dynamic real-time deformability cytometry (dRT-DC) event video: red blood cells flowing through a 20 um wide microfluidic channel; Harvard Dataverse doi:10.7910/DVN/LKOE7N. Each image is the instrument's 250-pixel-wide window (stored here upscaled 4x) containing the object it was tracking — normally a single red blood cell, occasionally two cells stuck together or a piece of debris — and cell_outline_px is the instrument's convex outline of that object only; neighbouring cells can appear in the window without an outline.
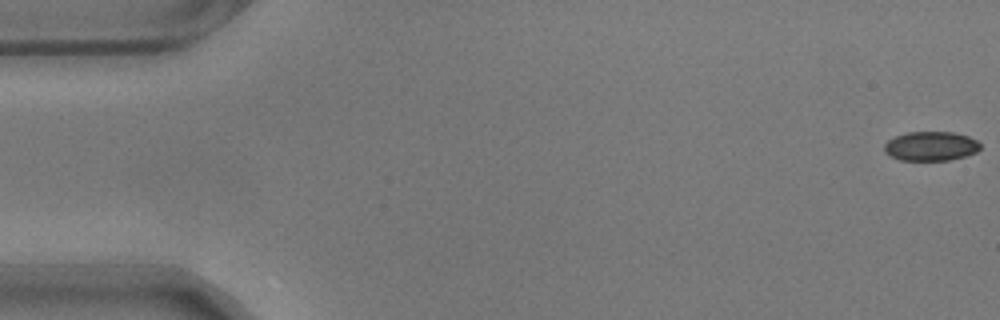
{"species": "common noctule bat (a hibernating species)", "species_latin": "Nyctalus noctula", "temperature_condition": "warm", "stored_images_in_passage": 57, "camera_frame_rate_fps": 3000, "um_per_image_px": 0.085, "animal": {"sex": "male", "body_mass_g": 17.9}, "frame": {"image": 1, "passage_image": 1, "time_ms": 0.0, "image_size_px": [1000, 320], "cell_outline_px": [[980, 148], [976, 152], [964, 156], [948, 160], [900, 160], [888, 156], [884, 152], [884, 144], [888, 140], [896, 136], [908, 132], [952, 132], [968, 136], [976, 140], [980, 144]], "centroid_in_image_um": [79.08, 12.42], "position_along_channel_um": 5.9, "area_um2": 16.36}}
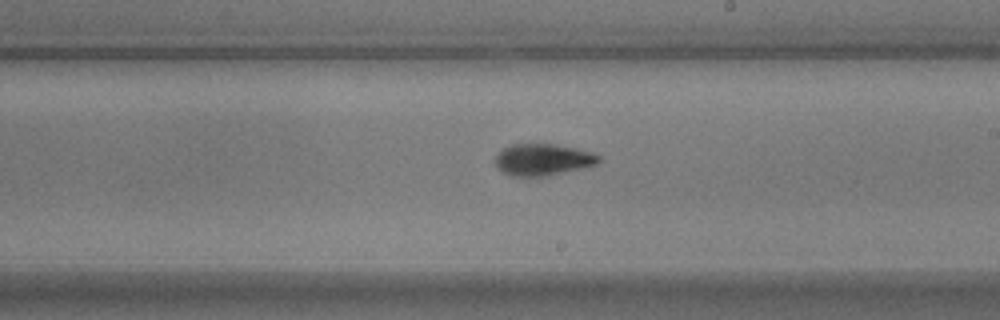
{"frame": {"image": 2, "passage_image": 33, "time_ms": 10.667, "image_size_px": [1000, 320], "cell_outline_px": [[600, 160], [596, 164], [580, 168], [544, 176], [512, 176], [504, 172], [496, 164], [496, 156], [504, 148], [512, 144], [556, 144], [576, 148], [592, 152], [600, 156]], "centroid_in_image_um": [46.16, 13.55], "position_along_channel_um": 242.8, "area_um2": 18.73}}
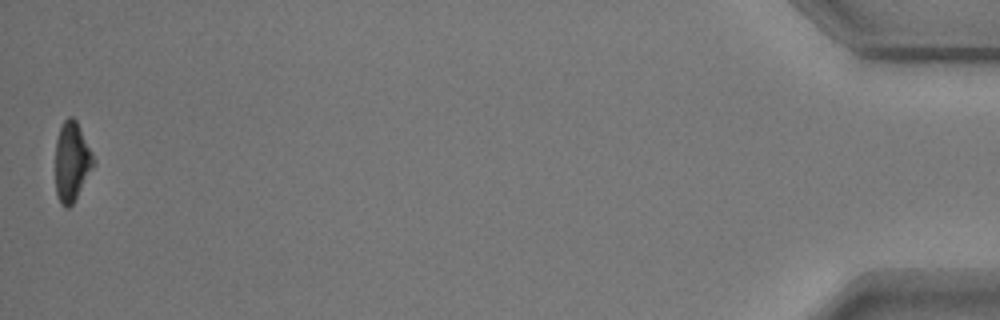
{"frame": {"image": 3, "passage_image": 57, "time_ms": 18.667, "image_size_px": [1000, 320], "cell_outline_px": [[96, 164], [72, 204], [68, 208], [64, 208], [60, 204], [56, 196], [56, 140], [60, 128], [64, 120], [68, 116], [72, 116], [76, 120], [96, 160]], "centroid_in_image_um": [6.11, 13.76], "position_along_channel_um": 429.1, "area_um2": 17.74}, "authors_computed_cell_mechanics": {"area_um2": 18.207, "velocity_mm_per_s": 3.5352, "shape_relaxation_time_tau1_ms": 3.7981, "shape_relaxation_time_tau2_ms": 2.1942, "deformation_change_tau1": 0.172, "deformation_change_tau2": 0.0846}}